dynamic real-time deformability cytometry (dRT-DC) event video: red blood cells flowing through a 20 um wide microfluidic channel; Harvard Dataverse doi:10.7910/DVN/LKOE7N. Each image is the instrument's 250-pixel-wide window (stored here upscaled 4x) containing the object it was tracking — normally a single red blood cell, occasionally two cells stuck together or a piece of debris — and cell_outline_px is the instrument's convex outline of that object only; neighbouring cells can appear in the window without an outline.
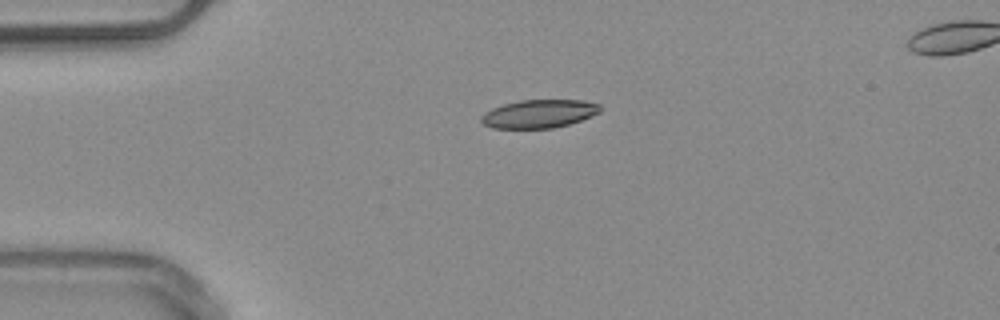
{"species": "common noctule bat (a hibernating species)", "species_latin": "Nyctalus noctula", "temperature_condition": "warm", "stored_images_in_passage": 3, "segment_of_instrument_passage": [1, 2], "camera_frame_rate_fps": 3000, "um_per_image_px": 0.085, "animal": {"sex": "male", "body_mass_g": 20.4}, "frame": {"image": 1, "passage_image": 1, "time_ms": 0.0, "image_size_px": [1000, 320], "cell_outline_px": [[604, 108], [600, 112], [592, 116], [568, 124], [552, 128], [492, 128], [484, 124], [480, 120], [480, 116], [484, 112], [492, 108], [504, 104], [520, 100], [580, 100], [600, 104]], "centroid_in_image_um": [45.82, 9.66], "position_along_channel_um": 39.2, "area_um2": 19.65}}